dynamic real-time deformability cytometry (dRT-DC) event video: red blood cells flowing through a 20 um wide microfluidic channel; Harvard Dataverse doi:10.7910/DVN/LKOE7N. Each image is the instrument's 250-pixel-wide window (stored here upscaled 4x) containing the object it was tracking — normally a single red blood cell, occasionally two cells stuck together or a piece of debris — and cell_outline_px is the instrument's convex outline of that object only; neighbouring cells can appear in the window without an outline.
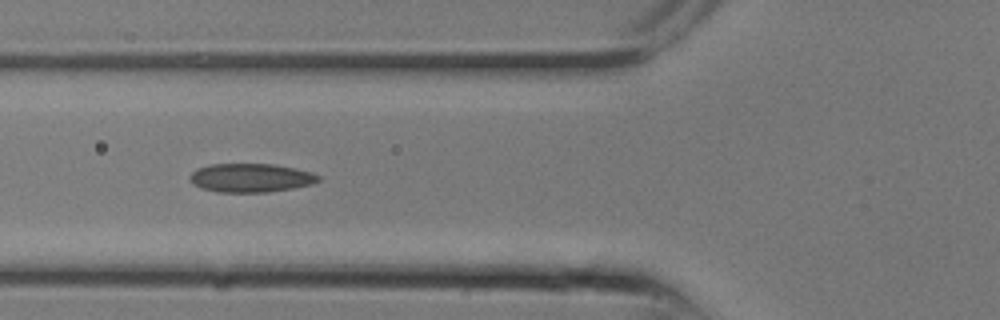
{"species": "common noctule bat (a hibernating species)", "species_latin": "Nyctalus noctula", "temperature_condition": "room temperature", "stored_images_in_passage": 10, "camera_frame_rate_fps": 3000, "um_per_image_px": 0.085, "animal": {"sex": "male", "body_mass_g": 13.3}, "frame": {"image": 1, "passage_image": 9, "time_ms": 2.667, "image_size_px": [1000, 320], "cell_outline_px": [[320, 180], [312, 184], [292, 188], [268, 192], [220, 192], [200, 188], [192, 184], [188, 176], [196, 168], [212, 164], [272, 164], [312, 172], [320, 176]], "centroid_in_image_um": [21.28, 15.12], "position_along_channel_um": 104.5, "area_um2": 21.5}}